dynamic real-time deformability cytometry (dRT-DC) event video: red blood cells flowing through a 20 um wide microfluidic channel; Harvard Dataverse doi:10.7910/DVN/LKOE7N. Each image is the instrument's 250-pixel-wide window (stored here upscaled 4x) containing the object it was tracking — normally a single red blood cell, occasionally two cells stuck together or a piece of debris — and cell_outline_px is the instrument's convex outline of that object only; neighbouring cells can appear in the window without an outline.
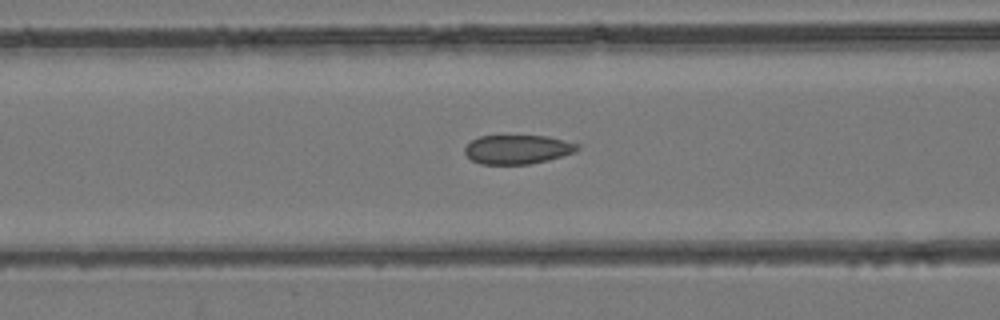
{"species": "common noctule bat (a hibernating species)", "species_latin": "Nyctalus noctula", "temperature_condition": "room temperature", "stored_images_in_passage": 40, "camera_frame_rate_fps": 3000, "um_per_image_px": 0.085, "animal": {"sex": "female", "body_mass_g": 24.6, "forearm_length_mm": 56.2}, "frame": {"image": 1, "passage_image": 15, "time_ms": 4.667, "image_size_px": [1000, 320], "cell_outline_px": [[580, 148], [576, 152], [548, 160], [528, 164], [480, 164], [472, 160], [464, 152], [464, 148], [472, 140], [480, 136], [548, 136], [580, 144]], "centroid_in_image_um": [44.02, 12.7], "position_along_channel_um": 122.6, "area_um2": 19.07}}
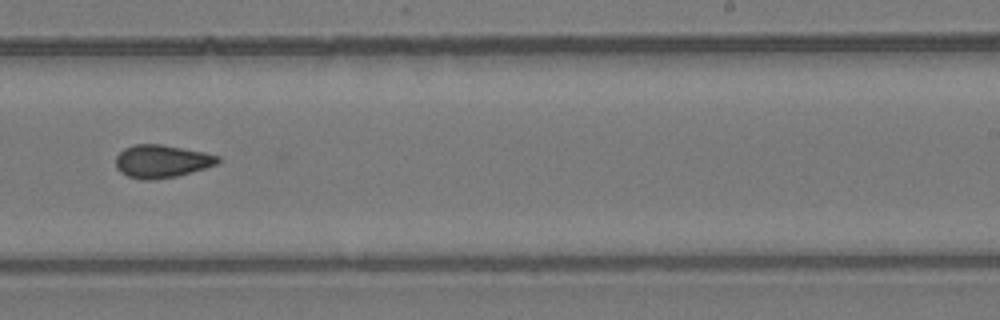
{"frame": {"image": 2, "passage_image": 25, "time_ms": 8.0, "image_size_px": [1000, 320], "cell_outline_px": [[220, 160], [216, 164], [204, 168], [176, 176], [152, 180], [144, 180], [128, 176], [120, 172], [116, 168], [116, 156], [124, 148], [136, 144], [160, 144], [184, 148], [204, 152], [220, 156]], "centroid_in_image_um": [13.73, 13.7], "position_along_channel_um": 275.3, "area_um2": 19.48}}
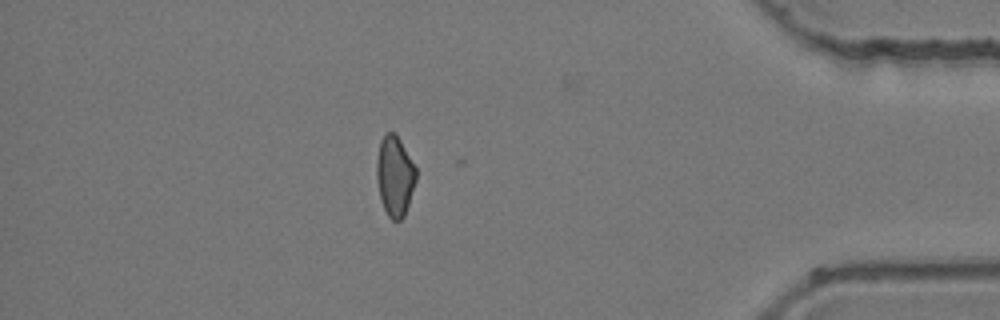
{"frame": {"image": 3, "passage_image": 36, "time_ms": 11.667, "image_size_px": [1000, 320], "cell_outline_px": [[416, 180], [404, 216], [400, 220], [392, 220], [388, 216], [380, 200], [376, 180], [376, 160], [380, 140], [384, 132], [396, 132], [416, 168]], "centroid_in_image_um": [33.53, 14.92], "position_along_channel_um": 401.7, "area_um2": 18.61}}